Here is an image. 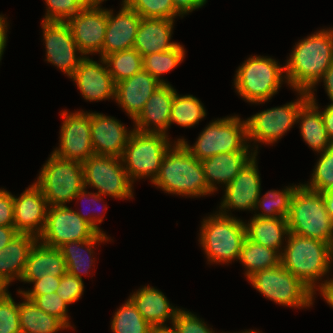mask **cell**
<instances>
[{
  "label": "cell",
  "mask_w": 333,
  "mask_h": 333,
  "mask_svg": "<svg viewBox=\"0 0 333 333\" xmlns=\"http://www.w3.org/2000/svg\"><path fill=\"white\" fill-rule=\"evenodd\" d=\"M14 227L21 234H32L37 238L46 224L48 204L41 188L32 184L17 198L13 195Z\"/></svg>",
  "instance_id": "obj_17"
},
{
  "label": "cell",
  "mask_w": 333,
  "mask_h": 333,
  "mask_svg": "<svg viewBox=\"0 0 333 333\" xmlns=\"http://www.w3.org/2000/svg\"><path fill=\"white\" fill-rule=\"evenodd\" d=\"M108 239L106 234L97 233L91 239L70 241L61 245L59 249L65 259L67 272L82 280L81 275L88 273V269L93 264L91 253H93L94 246L96 243L108 241Z\"/></svg>",
  "instance_id": "obj_31"
},
{
  "label": "cell",
  "mask_w": 333,
  "mask_h": 333,
  "mask_svg": "<svg viewBox=\"0 0 333 333\" xmlns=\"http://www.w3.org/2000/svg\"><path fill=\"white\" fill-rule=\"evenodd\" d=\"M100 59V63L104 66L84 56L70 76L76 82L84 99L88 101L115 99L116 84L109 73L105 59Z\"/></svg>",
  "instance_id": "obj_19"
},
{
  "label": "cell",
  "mask_w": 333,
  "mask_h": 333,
  "mask_svg": "<svg viewBox=\"0 0 333 333\" xmlns=\"http://www.w3.org/2000/svg\"><path fill=\"white\" fill-rule=\"evenodd\" d=\"M0 333H21L19 304L9 292L0 297Z\"/></svg>",
  "instance_id": "obj_43"
},
{
  "label": "cell",
  "mask_w": 333,
  "mask_h": 333,
  "mask_svg": "<svg viewBox=\"0 0 333 333\" xmlns=\"http://www.w3.org/2000/svg\"><path fill=\"white\" fill-rule=\"evenodd\" d=\"M241 333H260L259 331L257 332V331H254V330H249V331H243V332H241Z\"/></svg>",
  "instance_id": "obj_59"
},
{
  "label": "cell",
  "mask_w": 333,
  "mask_h": 333,
  "mask_svg": "<svg viewBox=\"0 0 333 333\" xmlns=\"http://www.w3.org/2000/svg\"><path fill=\"white\" fill-rule=\"evenodd\" d=\"M111 329L113 333H153L154 331L129 299L115 312Z\"/></svg>",
  "instance_id": "obj_36"
},
{
  "label": "cell",
  "mask_w": 333,
  "mask_h": 333,
  "mask_svg": "<svg viewBox=\"0 0 333 333\" xmlns=\"http://www.w3.org/2000/svg\"><path fill=\"white\" fill-rule=\"evenodd\" d=\"M130 9L142 18H163L174 20L180 14L174 9L172 0H123Z\"/></svg>",
  "instance_id": "obj_40"
},
{
  "label": "cell",
  "mask_w": 333,
  "mask_h": 333,
  "mask_svg": "<svg viewBox=\"0 0 333 333\" xmlns=\"http://www.w3.org/2000/svg\"><path fill=\"white\" fill-rule=\"evenodd\" d=\"M286 239L287 245L281 251L282 266L315 294L316 282L322 279L332 266L333 247L327 242L290 232Z\"/></svg>",
  "instance_id": "obj_3"
},
{
  "label": "cell",
  "mask_w": 333,
  "mask_h": 333,
  "mask_svg": "<svg viewBox=\"0 0 333 333\" xmlns=\"http://www.w3.org/2000/svg\"><path fill=\"white\" fill-rule=\"evenodd\" d=\"M91 144L95 155L122 157L132 131L114 117L91 112Z\"/></svg>",
  "instance_id": "obj_20"
},
{
  "label": "cell",
  "mask_w": 333,
  "mask_h": 333,
  "mask_svg": "<svg viewBox=\"0 0 333 333\" xmlns=\"http://www.w3.org/2000/svg\"><path fill=\"white\" fill-rule=\"evenodd\" d=\"M239 261L245 266V275L249 278L260 270L280 265L281 253L250 241L246 237L240 252Z\"/></svg>",
  "instance_id": "obj_33"
},
{
  "label": "cell",
  "mask_w": 333,
  "mask_h": 333,
  "mask_svg": "<svg viewBox=\"0 0 333 333\" xmlns=\"http://www.w3.org/2000/svg\"><path fill=\"white\" fill-rule=\"evenodd\" d=\"M67 272L65 259L59 248L50 247L39 240L32 248L21 281L31 283L48 274L61 277Z\"/></svg>",
  "instance_id": "obj_26"
},
{
  "label": "cell",
  "mask_w": 333,
  "mask_h": 333,
  "mask_svg": "<svg viewBox=\"0 0 333 333\" xmlns=\"http://www.w3.org/2000/svg\"><path fill=\"white\" fill-rule=\"evenodd\" d=\"M205 116L206 110L196 97L193 95L180 96L175 92L169 126L176 123L182 127H193Z\"/></svg>",
  "instance_id": "obj_34"
},
{
  "label": "cell",
  "mask_w": 333,
  "mask_h": 333,
  "mask_svg": "<svg viewBox=\"0 0 333 333\" xmlns=\"http://www.w3.org/2000/svg\"><path fill=\"white\" fill-rule=\"evenodd\" d=\"M19 304V323L22 333H56L68 328L60 319L39 309L34 302L23 296Z\"/></svg>",
  "instance_id": "obj_32"
},
{
  "label": "cell",
  "mask_w": 333,
  "mask_h": 333,
  "mask_svg": "<svg viewBox=\"0 0 333 333\" xmlns=\"http://www.w3.org/2000/svg\"><path fill=\"white\" fill-rule=\"evenodd\" d=\"M285 64V76L295 91L309 92L333 63V28L301 40Z\"/></svg>",
  "instance_id": "obj_1"
},
{
  "label": "cell",
  "mask_w": 333,
  "mask_h": 333,
  "mask_svg": "<svg viewBox=\"0 0 333 333\" xmlns=\"http://www.w3.org/2000/svg\"><path fill=\"white\" fill-rule=\"evenodd\" d=\"M24 297L34 302L39 309L43 310L47 314L60 319L68 328H72L67 314L68 304L56 292Z\"/></svg>",
  "instance_id": "obj_42"
},
{
  "label": "cell",
  "mask_w": 333,
  "mask_h": 333,
  "mask_svg": "<svg viewBox=\"0 0 333 333\" xmlns=\"http://www.w3.org/2000/svg\"><path fill=\"white\" fill-rule=\"evenodd\" d=\"M253 287L275 303L290 307H310L314 293L282 264L256 272L248 278Z\"/></svg>",
  "instance_id": "obj_10"
},
{
  "label": "cell",
  "mask_w": 333,
  "mask_h": 333,
  "mask_svg": "<svg viewBox=\"0 0 333 333\" xmlns=\"http://www.w3.org/2000/svg\"><path fill=\"white\" fill-rule=\"evenodd\" d=\"M104 0H84V2L87 5H95V6H99L101 2H103Z\"/></svg>",
  "instance_id": "obj_58"
},
{
  "label": "cell",
  "mask_w": 333,
  "mask_h": 333,
  "mask_svg": "<svg viewBox=\"0 0 333 333\" xmlns=\"http://www.w3.org/2000/svg\"><path fill=\"white\" fill-rule=\"evenodd\" d=\"M320 154L311 181L302 185L307 189L322 193L333 190V145Z\"/></svg>",
  "instance_id": "obj_39"
},
{
  "label": "cell",
  "mask_w": 333,
  "mask_h": 333,
  "mask_svg": "<svg viewBox=\"0 0 333 333\" xmlns=\"http://www.w3.org/2000/svg\"><path fill=\"white\" fill-rule=\"evenodd\" d=\"M141 16L126 4L116 16L113 10H107V26L102 47V58L108 54L132 49Z\"/></svg>",
  "instance_id": "obj_21"
},
{
  "label": "cell",
  "mask_w": 333,
  "mask_h": 333,
  "mask_svg": "<svg viewBox=\"0 0 333 333\" xmlns=\"http://www.w3.org/2000/svg\"><path fill=\"white\" fill-rule=\"evenodd\" d=\"M320 294L326 300V302L333 308V278H328L324 283H320Z\"/></svg>",
  "instance_id": "obj_52"
},
{
  "label": "cell",
  "mask_w": 333,
  "mask_h": 333,
  "mask_svg": "<svg viewBox=\"0 0 333 333\" xmlns=\"http://www.w3.org/2000/svg\"><path fill=\"white\" fill-rule=\"evenodd\" d=\"M7 286L5 283L0 279V297L4 296L7 293Z\"/></svg>",
  "instance_id": "obj_57"
},
{
  "label": "cell",
  "mask_w": 333,
  "mask_h": 333,
  "mask_svg": "<svg viewBox=\"0 0 333 333\" xmlns=\"http://www.w3.org/2000/svg\"><path fill=\"white\" fill-rule=\"evenodd\" d=\"M174 9L181 15L188 14L195 9L201 8L207 0H172Z\"/></svg>",
  "instance_id": "obj_49"
},
{
  "label": "cell",
  "mask_w": 333,
  "mask_h": 333,
  "mask_svg": "<svg viewBox=\"0 0 333 333\" xmlns=\"http://www.w3.org/2000/svg\"><path fill=\"white\" fill-rule=\"evenodd\" d=\"M299 97L296 101L281 107L259 112L246 121L247 139L254 142H277L295 123L301 107L309 100L308 92L297 91Z\"/></svg>",
  "instance_id": "obj_12"
},
{
  "label": "cell",
  "mask_w": 333,
  "mask_h": 333,
  "mask_svg": "<svg viewBox=\"0 0 333 333\" xmlns=\"http://www.w3.org/2000/svg\"><path fill=\"white\" fill-rule=\"evenodd\" d=\"M169 140L167 134L132 130L121 157L124 169L132 182L147 176L152 178L151 182L154 181L165 153L172 146Z\"/></svg>",
  "instance_id": "obj_7"
},
{
  "label": "cell",
  "mask_w": 333,
  "mask_h": 333,
  "mask_svg": "<svg viewBox=\"0 0 333 333\" xmlns=\"http://www.w3.org/2000/svg\"><path fill=\"white\" fill-rule=\"evenodd\" d=\"M321 195L323 196L326 211L329 216L333 219V190L322 192Z\"/></svg>",
  "instance_id": "obj_55"
},
{
  "label": "cell",
  "mask_w": 333,
  "mask_h": 333,
  "mask_svg": "<svg viewBox=\"0 0 333 333\" xmlns=\"http://www.w3.org/2000/svg\"><path fill=\"white\" fill-rule=\"evenodd\" d=\"M249 147L243 151L219 153L201 161L206 183L212 193L217 190L216 183L226 187L257 156V149L250 154Z\"/></svg>",
  "instance_id": "obj_24"
},
{
  "label": "cell",
  "mask_w": 333,
  "mask_h": 333,
  "mask_svg": "<svg viewBox=\"0 0 333 333\" xmlns=\"http://www.w3.org/2000/svg\"><path fill=\"white\" fill-rule=\"evenodd\" d=\"M13 195L0 189V226H14Z\"/></svg>",
  "instance_id": "obj_47"
},
{
  "label": "cell",
  "mask_w": 333,
  "mask_h": 333,
  "mask_svg": "<svg viewBox=\"0 0 333 333\" xmlns=\"http://www.w3.org/2000/svg\"><path fill=\"white\" fill-rule=\"evenodd\" d=\"M97 233L66 205L51 206L48 207L45 228L38 240L47 246L59 248L65 242L91 239Z\"/></svg>",
  "instance_id": "obj_13"
},
{
  "label": "cell",
  "mask_w": 333,
  "mask_h": 333,
  "mask_svg": "<svg viewBox=\"0 0 333 333\" xmlns=\"http://www.w3.org/2000/svg\"><path fill=\"white\" fill-rule=\"evenodd\" d=\"M66 23L70 27L74 41L80 53H99L102 58V47L107 26V9L100 6L87 5Z\"/></svg>",
  "instance_id": "obj_16"
},
{
  "label": "cell",
  "mask_w": 333,
  "mask_h": 333,
  "mask_svg": "<svg viewBox=\"0 0 333 333\" xmlns=\"http://www.w3.org/2000/svg\"><path fill=\"white\" fill-rule=\"evenodd\" d=\"M320 80H323L327 95L333 103V63L324 72Z\"/></svg>",
  "instance_id": "obj_53"
},
{
  "label": "cell",
  "mask_w": 333,
  "mask_h": 333,
  "mask_svg": "<svg viewBox=\"0 0 333 333\" xmlns=\"http://www.w3.org/2000/svg\"><path fill=\"white\" fill-rule=\"evenodd\" d=\"M152 183L167 193L186 197L212 194L205 180L202 162L181 142H174L165 153L158 176Z\"/></svg>",
  "instance_id": "obj_2"
},
{
  "label": "cell",
  "mask_w": 333,
  "mask_h": 333,
  "mask_svg": "<svg viewBox=\"0 0 333 333\" xmlns=\"http://www.w3.org/2000/svg\"><path fill=\"white\" fill-rule=\"evenodd\" d=\"M287 221L290 233L327 242L333 247V219L326 211L321 193L298 185L291 198Z\"/></svg>",
  "instance_id": "obj_4"
},
{
  "label": "cell",
  "mask_w": 333,
  "mask_h": 333,
  "mask_svg": "<svg viewBox=\"0 0 333 333\" xmlns=\"http://www.w3.org/2000/svg\"><path fill=\"white\" fill-rule=\"evenodd\" d=\"M47 12L42 21L66 22L83 10L87 4L84 0H45Z\"/></svg>",
  "instance_id": "obj_41"
},
{
  "label": "cell",
  "mask_w": 333,
  "mask_h": 333,
  "mask_svg": "<svg viewBox=\"0 0 333 333\" xmlns=\"http://www.w3.org/2000/svg\"><path fill=\"white\" fill-rule=\"evenodd\" d=\"M35 183L41 188L49 207L63 206L84 187L83 165L52 153Z\"/></svg>",
  "instance_id": "obj_8"
},
{
  "label": "cell",
  "mask_w": 333,
  "mask_h": 333,
  "mask_svg": "<svg viewBox=\"0 0 333 333\" xmlns=\"http://www.w3.org/2000/svg\"><path fill=\"white\" fill-rule=\"evenodd\" d=\"M174 21L163 18H141L133 48L142 57L174 48L178 44L170 40Z\"/></svg>",
  "instance_id": "obj_25"
},
{
  "label": "cell",
  "mask_w": 333,
  "mask_h": 333,
  "mask_svg": "<svg viewBox=\"0 0 333 333\" xmlns=\"http://www.w3.org/2000/svg\"><path fill=\"white\" fill-rule=\"evenodd\" d=\"M31 283L34 284V287L28 291H22L19 289L18 293L20 296H38L49 294L55 292L60 284V277H54L52 275H47L41 279L34 280Z\"/></svg>",
  "instance_id": "obj_46"
},
{
  "label": "cell",
  "mask_w": 333,
  "mask_h": 333,
  "mask_svg": "<svg viewBox=\"0 0 333 333\" xmlns=\"http://www.w3.org/2000/svg\"><path fill=\"white\" fill-rule=\"evenodd\" d=\"M314 89L308 92L309 100L301 107L297 115V123L300 121L301 136L312 150L318 153L324 152L333 145L329 139L322 121L321 111L314 97Z\"/></svg>",
  "instance_id": "obj_29"
},
{
  "label": "cell",
  "mask_w": 333,
  "mask_h": 333,
  "mask_svg": "<svg viewBox=\"0 0 333 333\" xmlns=\"http://www.w3.org/2000/svg\"><path fill=\"white\" fill-rule=\"evenodd\" d=\"M64 121L61 125L60 145L52 153L56 156L78 162H85L94 155L91 144V113L77 111L61 114Z\"/></svg>",
  "instance_id": "obj_14"
},
{
  "label": "cell",
  "mask_w": 333,
  "mask_h": 333,
  "mask_svg": "<svg viewBox=\"0 0 333 333\" xmlns=\"http://www.w3.org/2000/svg\"><path fill=\"white\" fill-rule=\"evenodd\" d=\"M200 244L210 263H230L238 259L246 239L245 222L220 213L203 219Z\"/></svg>",
  "instance_id": "obj_5"
},
{
  "label": "cell",
  "mask_w": 333,
  "mask_h": 333,
  "mask_svg": "<svg viewBox=\"0 0 333 333\" xmlns=\"http://www.w3.org/2000/svg\"><path fill=\"white\" fill-rule=\"evenodd\" d=\"M256 156L239 172L225 188L220 214L227 215L226 209L255 210L261 192Z\"/></svg>",
  "instance_id": "obj_18"
},
{
  "label": "cell",
  "mask_w": 333,
  "mask_h": 333,
  "mask_svg": "<svg viewBox=\"0 0 333 333\" xmlns=\"http://www.w3.org/2000/svg\"><path fill=\"white\" fill-rule=\"evenodd\" d=\"M83 291V281L66 272L60 277V284L55 292L69 305L79 300L83 295Z\"/></svg>",
  "instance_id": "obj_45"
},
{
  "label": "cell",
  "mask_w": 333,
  "mask_h": 333,
  "mask_svg": "<svg viewBox=\"0 0 333 333\" xmlns=\"http://www.w3.org/2000/svg\"><path fill=\"white\" fill-rule=\"evenodd\" d=\"M298 186L287 187L282 191L270 190L262 198L258 197L255 209H263L264 213L255 214L260 218H287L290 212L291 198Z\"/></svg>",
  "instance_id": "obj_38"
},
{
  "label": "cell",
  "mask_w": 333,
  "mask_h": 333,
  "mask_svg": "<svg viewBox=\"0 0 333 333\" xmlns=\"http://www.w3.org/2000/svg\"><path fill=\"white\" fill-rule=\"evenodd\" d=\"M86 190V187H83L79 193L74 197V199H86L87 197L91 198L90 200L87 198V200L91 201L93 203H98L99 200L103 199L101 198L102 196L99 195L98 193H87ZM88 194V196H87ZM77 214L84 220L86 221L87 223H89L98 233H101V234H105L103 233V231L100 230V228L98 227V223H101L103 221V217H97L96 215L93 216V215H90V214H84V213H80L77 211Z\"/></svg>",
  "instance_id": "obj_48"
},
{
  "label": "cell",
  "mask_w": 333,
  "mask_h": 333,
  "mask_svg": "<svg viewBox=\"0 0 333 333\" xmlns=\"http://www.w3.org/2000/svg\"><path fill=\"white\" fill-rule=\"evenodd\" d=\"M6 30H7L6 18H4L3 15H0V60L6 46V40H7Z\"/></svg>",
  "instance_id": "obj_54"
},
{
  "label": "cell",
  "mask_w": 333,
  "mask_h": 333,
  "mask_svg": "<svg viewBox=\"0 0 333 333\" xmlns=\"http://www.w3.org/2000/svg\"><path fill=\"white\" fill-rule=\"evenodd\" d=\"M83 165L84 187H94L99 195L126 199L133 197L132 184L121 158L93 155Z\"/></svg>",
  "instance_id": "obj_11"
},
{
  "label": "cell",
  "mask_w": 333,
  "mask_h": 333,
  "mask_svg": "<svg viewBox=\"0 0 333 333\" xmlns=\"http://www.w3.org/2000/svg\"><path fill=\"white\" fill-rule=\"evenodd\" d=\"M47 61L71 76L84 58L66 22L42 21ZM79 51L78 55H76ZM77 56V57H76Z\"/></svg>",
  "instance_id": "obj_15"
},
{
  "label": "cell",
  "mask_w": 333,
  "mask_h": 333,
  "mask_svg": "<svg viewBox=\"0 0 333 333\" xmlns=\"http://www.w3.org/2000/svg\"><path fill=\"white\" fill-rule=\"evenodd\" d=\"M161 85V82L142 69L132 77L116 83L115 100L134 120Z\"/></svg>",
  "instance_id": "obj_23"
},
{
  "label": "cell",
  "mask_w": 333,
  "mask_h": 333,
  "mask_svg": "<svg viewBox=\"0 0 333 333\" xmlns=\"http://www.w3.org/2000/svg\"><path fill=\"white\" fill-rule=\"evenodd\" d=\"M247 124L238 116L217 119L199 134L194 146L177 139L199 161L224 152L243 151L248 146Z\"/></svg>",
  "instance_id": "obj_9"
},
{
  "label": "cell",
  "mask_w": 333,
  "mask_h": 333,
  "mask_svg": "<svg viewBox=\"0 0 333 333\" xmlns=\"http://www.w3.org/2000/svg\"><path fill=\"white\" fill-rule=\"evenodd\" d=\"M104 59L115 84L143 69L142 56L134 48L108 54Z\"/></svg>",
  "instance_id": "obj_35"
},
{
  "label": "cell",
  "mask_w": 333,
  "mask_h": 333,
  "mask_svg": "<svg viewBox=\"0 0 333 333\" xmlns=\"http://www.w3.org/2000/svg\"><path fill=\"white\" fill-rule=\"evenodd\" d=\"M246 237L257 244L266 246L281 253L283 236H288L287 218H260L254 216L245 223ZM280 248V249H279Z\"/></svg>",
  "instance_id": "obj_30"
},
{
  "label": "cell",
  "mask_w": 333,
  "mask_h": 333,
  "mask_svg": "<svg viewBox=\"0 0 333 333\" xmlns=\"http://www.w3.org/2000/svg\"><path fill=\"white\" fill-rule=\"evenodd\" d=\"M141 316L153 327H166L165 321L176 317L179 308H174L165 295L150 286H145L129 297Z\"/></svg>",
  "instance_id": "obj_27"
},
{
  "label": "cell",
  "mask_w": 333,
  "mask_h": 333,
  "mask_svg": "<svg viewBox=\"0 0 333 333\" xmlns=\"http://www.w3.org/2000/svg\"><path fill=\"white\" fill-rule=\"evenodd\" d=\"M321 117L325 126L327 135L333 143V103L328 105L324 111H321Z\"/></svg>",
  "instance_id": "obj_50"
},
{
  "label": "cell",
  "mask_w": 333,
  "mask_h": 333,
  "mask_svg": "<svg viewBox=\"0 0 333 333\" xmlns=\"http://www.w3.org/2000/svg\"><path fill=\"white\" fill-rule=\"evenodd\" d=\"M184 55L185 49L178 43L174 48L168 51L143 56V69L162 84H167L163 79H160V76L177 67V65L183 61Z\"/></svg>",
  "instance_id": "obj_37"
},
{
  "label": "cell",
  "mask_w": 333,
  "mask_h": 333,
  "mask_svg": "<svg viewBox=\"0 0 333 333\" xmlns=\"http://www.w3.org/2000/svg\"><path fill=\"white\" fill-rule=\"evenodd\" d=\"M176 90L169 84H162L147 100L140 114L133 120L135 131L142 133H163L169 128L171 106ZM153 124V128L151 125ZM151 127V128H150Z\"/></svg>",
  "instance_id": "obj_22"
},
{
  "label": "cell",
  "mask_w": 333,
  "mask_h": 333,
  "mask_svg": "<svg viewBox=\"0 0 333 333\" xmlns=\"http://www.w3.org/2000/svg\"><path fill=\"white\" fill-rule=\"evenodd\" d=\"M238 68L235 88L243 99L251 103L261 104L271 99L286 78L285 66L281 67L269 57L251 56Z\"/></svg>",
  "instance_id": "obj_6"
},
{
  "label": "cell",
  "mask_w": 333,
  "mask_h": 333,
  "mask_svg": "<svg viewBox=\"0 0 333 333\" xmlns=\"http://www.w3.org/2000/svg\"><path fill=\"white\" fill-rule=\"evenodd\" d=\"M153 333H177L173 327H159L154 328Z\"/></svg>",
  "instance_id": "obj_56"
},
{
  "label": "cell",
  "mask_w": 333,
  "mask_h": 333,
  "mask_svg": "<svg viewBox=\"0 0 333 333\" xmlns=\"http://www.w3.org/2000/svg\"><path fill=\"white\" fill-rule=\"evenodd\" d=\"M172 327L177 333H214L210 330L204 321L197 318L196 315L189 311L180 309L174 321L171 322Z\"/></svg>",
  "instance_id": "obj_44"
},
{
  "label": "cell",
  "mask_w": 333,
  "mask_h": 333,
  "mask_svg": "<svg viewBox=\"0 0 333 333\" xmlns=\"http://www.w3.org/2000/svg\"><path fill=\"white\" fill-rule=\"evenodd\" d=\"M19 232L14 226H0V249L10 243Z\"/></svg>",
  "instance_id": "obj_51"
},
{
  "label": "cell",
  "mask_w": 333,
  "mask_h": 333,
  "mask_svg": "<svg viewBox=\"0 0 333 333\" xmlns=\"http://www.w3.org/2000/svg\"><path fill=\"white\" fill-rule=\"evenodd\" d=\"M38 238L32 234L19 233L3 249H0V279L8 287L14 279L20 281L29 254Z\"/></svg>",
  "instance_id": "obj_28"
}]
</instances>
